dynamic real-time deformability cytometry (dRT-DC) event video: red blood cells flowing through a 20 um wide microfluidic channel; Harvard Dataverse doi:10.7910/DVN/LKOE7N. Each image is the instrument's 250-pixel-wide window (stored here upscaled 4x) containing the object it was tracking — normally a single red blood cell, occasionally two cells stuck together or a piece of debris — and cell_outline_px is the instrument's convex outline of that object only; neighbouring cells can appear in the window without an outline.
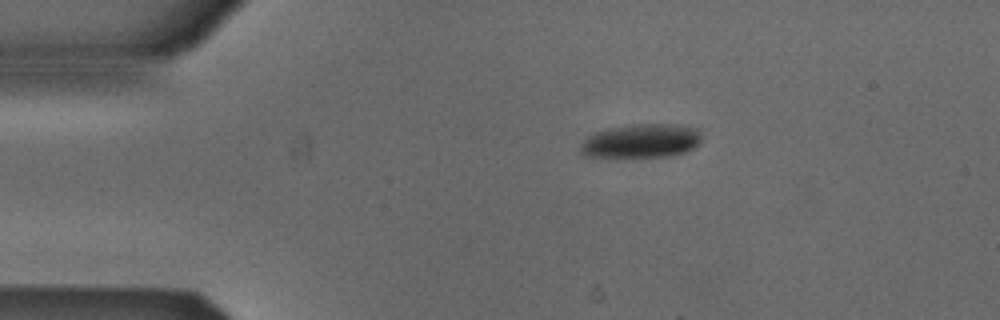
{"species": "Egyptian fruit bat (a non-hibernating species)", "species_latin": "Rousettus aegyptiacus", "temperature_condition": "cold", "stored_images_in_passage": 37, "camera_frame_rate_fps": 3000, "um_per_image_px": 0.085, "animal": {"sex": "male"}, "frame": {"image": 1, "passage_image": 1, "time_ms": 0.0, "image_size_px": [1000, 320], "cell_outline_px": [[700, 144], [684, 152], [664, 156], [592, 156], [580, 152], [580, 144], [588, 136], [596, 132], [608, 128], [632, 124], [680, 124], [696, 128], [700, 132]], "centroid_in_image_um": [54.53, 11.95], "position_along_channel_um": 30.5, "area_um2": 23.58}}
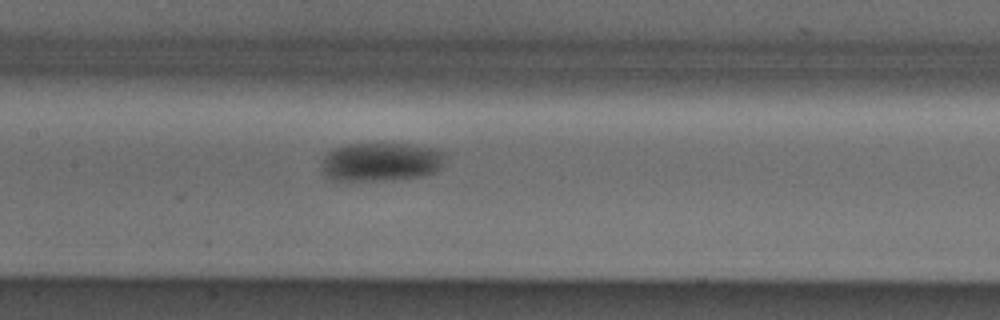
{"frame": {"image": 2, "passage_image": 16, "time_ms": 5.0, "image_size_px": [1000, 320], "cell_outline_px": [[444, 156], [440, 168], [436, 172], [424, 176], [384, 180], [332, 180], [324, 172], [320, 164], [324, 156], [332, 148], [348, 144], [408, 144], [436, 148], [444, 152]], "centroid_in_image_um": [32.38, 13.75], "position_along_channel_um": 175.0, "area_um2": 27.86}}
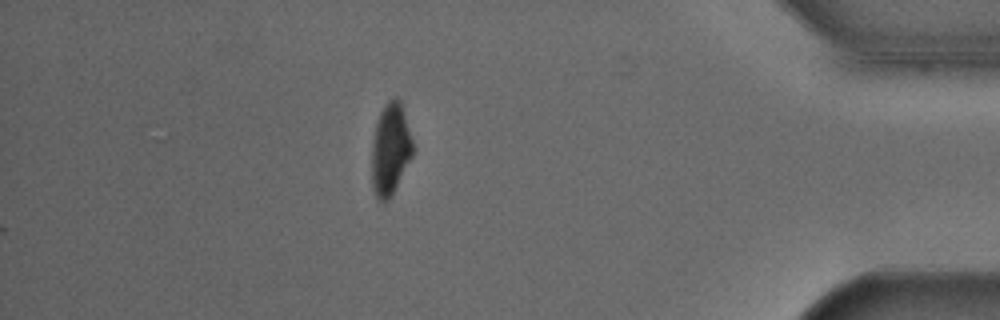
{"frame": {"image": 3, "passage_image": 37, "time_ms": 12.0, "image_size_px": [1000, 320], "cell_outline_px": [[412, 156], [392, 196], [384, 204], [376, 196], [372, 188], [372, 144], [376, 124], [380, 112], [384, 104], [388, 100], [396, 96], [400, 100], [412, 140]], "centroid_in_image_um": [33.17, 12.71], "position_along_channel_um": 402.0, "area_um2": 21.85}, "authors_computed_cell_mechanics": {"area_um2": 26.299, "velocity_mm_per_s": 3.8929, "shape_relaxation_time_tau1_ms": 1.7419, "shape_relaxation_time_tau2_ms": null, "deformation_change_tau1": 0.0996, "deformation_change_tau2": null}}